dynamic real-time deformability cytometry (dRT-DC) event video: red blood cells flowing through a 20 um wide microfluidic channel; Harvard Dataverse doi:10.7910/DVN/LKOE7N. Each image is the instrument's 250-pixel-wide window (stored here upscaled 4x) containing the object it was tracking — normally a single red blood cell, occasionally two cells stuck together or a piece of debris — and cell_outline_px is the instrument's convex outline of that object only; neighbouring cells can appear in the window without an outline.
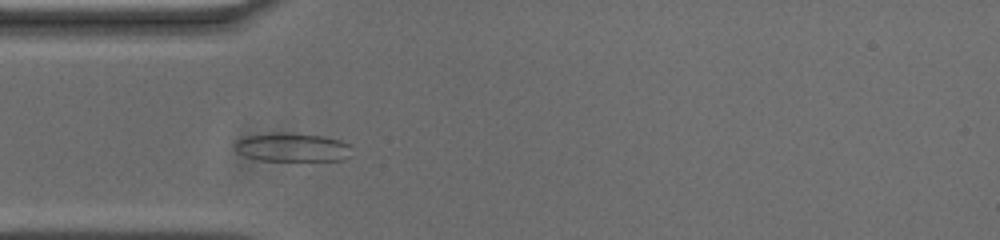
{"species": "common noctule bat (a hibernating species)", "species_latin": "Nyctalus noctula", "temperature_condition": "cold", "stored_images_in_passage": 50, "camera_frame_rate_fps": 3000, "um_per_image_px": 0.085, "animal": {"sex": "male", "body_mass_g": 20.0, "forearm_length_mm": 53.3}, "frame": {"image": 1, "passage_image": 11, "time_ms": 3.333, "image_size_px": [1000, 240], "cell_outline_px": [[348, 156], [344, 160], [260, 160], [244, 156], [232, 144], [236, 140], [248, 136], [324, 136], [340, 140], [348, 144]], "centroid_in_image_um": [24.85, 12.58], "position_along_channel_um": 60.2, "area_um2": 18.03}}
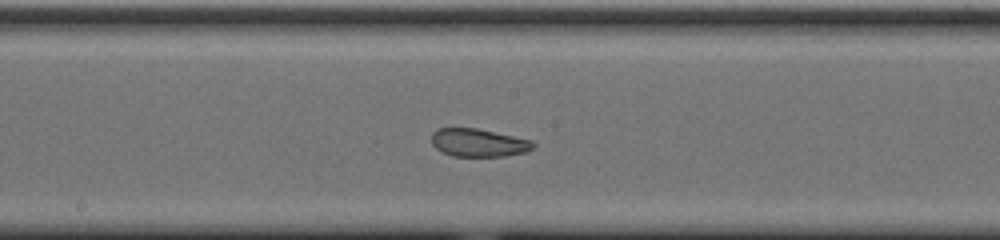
{"frame": {"image": 2, "passage_image": 23, "time_ms": 7.333, "image_size_px": [1000, 240], "cell_outline_px": [[536, 144], [532, 148], [524, 152], [504, 156], [452, 156], [436, 148], [432, 144], [432, 132], [436, 128], [476, 128], [532, 140]], "centroid_in_image_um": [40.66, 12.12], "position_along_channel_um": 207.5, "area_um2": 16.47}}
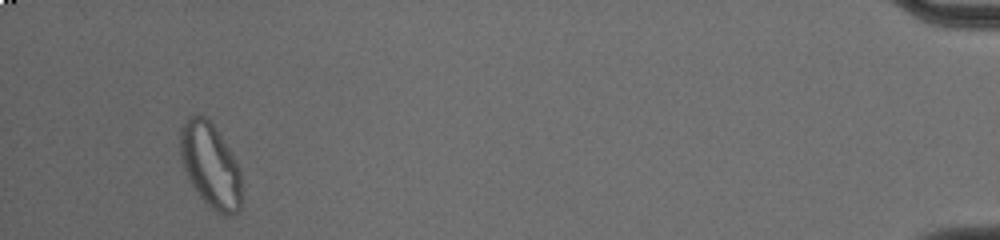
{"frame": {"image": 3, "passage_image": 47, "time_ms": 15.333, "image_size_px": [1000, 240], "cell_outline_px": [[240, 208], [232, 216], [224, 216], [216, 212], [200, 196], [192, 184], [180, 160], [180, 128], [188, 116], [204, 116], [212, 124], [228, 148], [240, 172]], "centroid_in_image_um": [17.86, 14.07], "position_along_channel_um": 417.3, "area_um2": 29.59}, "authors_computed_cell_mechanics": {"area_um2": 19.7098, "velocity_mm_per_s": 3.6857, "shape_relaxation_time_tau1_ms": null, "shape_relaxation_time_tau2_ms": 1.4809, "deformation_change_tau1": null, "deformation_change_tau2": 0.0699}}